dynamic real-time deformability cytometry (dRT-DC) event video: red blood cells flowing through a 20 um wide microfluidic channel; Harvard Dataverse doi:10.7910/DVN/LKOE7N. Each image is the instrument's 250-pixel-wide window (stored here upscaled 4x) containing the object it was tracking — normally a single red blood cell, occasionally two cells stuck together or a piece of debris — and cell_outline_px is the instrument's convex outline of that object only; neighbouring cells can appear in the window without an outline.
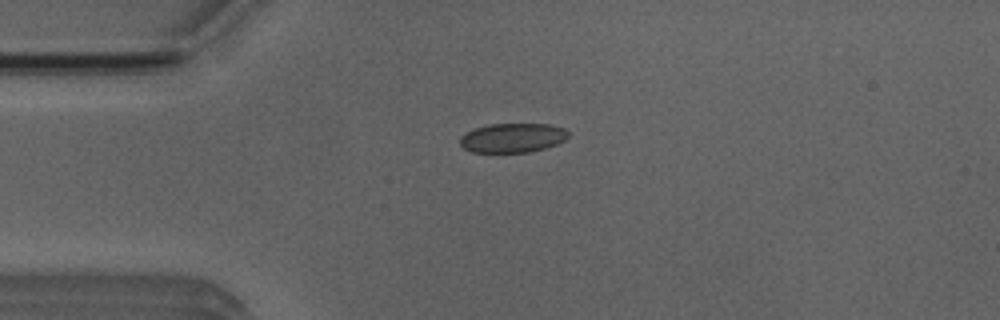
{"species": "Egyptian fruit bat (a non-hibernating species)", "species_latin": "Rousettus aegyptiacus", "temperature_condition": "room temperature", "stored_images_in_passage": 5, "camera_frame_rate_fps": 3000, "um_per_image_px": 0.085, "animal": {"sex": "male"}, "frame": {"image": 1, "passage_image": 3, "time_ms": 3.0, "image_size_px": [1000, 320], "cell_outline_px": [[568, 136], [564, 140], [556, 144], [544, 148], [528, 152], [472, 152], [464, 148], [460, 144], [460, 136], [476, 128], [488, 124], [548, 124], [564, 128], [568, 132]], "centroid_in_image_um": [43.56, 11.71], "position_along_channel_um": 41.4, "area_um2": 18.32}}
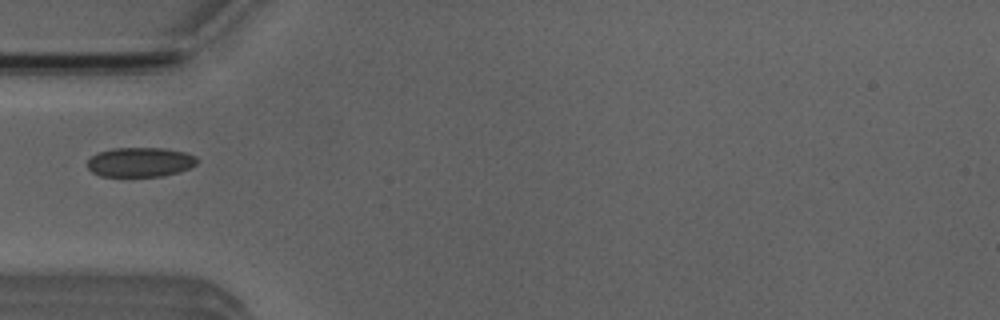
{"frame": {"image": 2, "passage_image": 4, "time_ms": 4.333, "image_size_px": [1000, 320], "cell_outline_px": [[200, 160], [196, 164], [180, 172], [164, 176], [100, 176], [92, 172], [88, 168], [88, 160], [92, 156], [100, 152], [112, 148], [164, 148], [184, 152], [196, 156]], "centroid_in_image_um": [11.94, 13.78], "position_along_channel_um": 73.1, "area_um2": 18.9}}